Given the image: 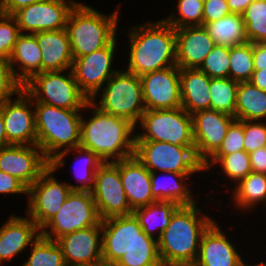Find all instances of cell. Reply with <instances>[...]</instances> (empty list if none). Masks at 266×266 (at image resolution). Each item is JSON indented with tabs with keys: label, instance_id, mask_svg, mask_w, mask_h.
Wrapping results in <instances>:
<instances>
[{
	"label": "cell",
	"instance_id": "6da1fadb",
	"mask_svg": "<svg viewBox=\"0 0 266 266\" xmlns=\"http://www.w3.org/2000/svg\"><path fill=\"white\" fill-rule=\"evenodd\" d=\"M102 222V258L117 266H161L157 240L146 235L134 214Z\"/></svg>",
	"mask_w": 266,
	"mask_h": 266
},
{
	"label": "cell",
	"instance_id": "7a4b0ae2",
	"mask_svg": "<svg viewBox=\"0 0 266 266\" xmlns=\"http://www.w3.org/2000/svg\"><path fill=\"white\" fill-rule=\"evenodd\" d=\"M81 116L80 145L91 150L104 162L134 156L136 127L129 120L103 112L92 101ZM91 113V117L88 115ZM86 118V119H85Z\"/></svg>",
	"mask_w": 266,
	"mask_h": 266
},
{
	"label": "cell",
	"instance_id": "3957f363",
	"mask_svg": "<svg viewBox=\"0 0 266 266\" xmlns=\"http://www.w3.org/2000/svg\"><path fill=\"white\" fill-rule=\"evenodd\" d=\"M198 205L179 206L172 215L157 240L162 265L192 266L195 263L202 235L215 221Z\"/></svg>",
	"mask_w": 266,
	"mask_h": 266
},
{
	"label": "cell",
	"instance_id": "277c9868",
	"mask_svg": "<svg viewBox=\"0 0 266 266\" xmlns=\"http://www.w3.org/2000/svg\"><path fill=\"white\" fill-rule=\"evenodd\" d=\"M144 22L126 30L130 44L126 70L137 76L176 65L175 28L164 19Z\"/></svg>",
	"mask_w": 266,
	"mask_h": 266
},
{
	"label": "cell",
	"instance_id": "5b68a950",
	"mask_svg": "<svg viewBox=\"0 0 266 266\" xmlns=\"http://www.w3.org/2000/svg\"><path fill=\"white\" fill-rule=\"evenodd\" d=\"M119 5L108 15L85 2L76 3L68 15L65 28L73 59L106 47L118 35Z\"/></svg>",
	"mask_w": 266,
	"mask_h": 266
},
{
	"label": "cell",
	"instance_id": "8992f818",
	"mask_svg": "<svg viewBox=\"0 0 266 266\" xmlns=\"http://www.w3.org/2000/svg\"><path fill=\"white\" fill-rule=\"evenodd\" d=\"M36 144L50 161L62 151L80 145L81 116L84 110H68L34 103Z\"/></svg>",
	"mask_w": 266,
	"mask_h": 266
},
{
	"label": "cell",
	"instance_id": "52a82bcc",
	"mask_svg": "<svg viewBox=\"0 0 266 266\" xmlns=\"http://www.w3.org/2000/svg\"><path fill=\"white\" fill-rule=\"evenodd\" d=\"M122 68L90 101L103 112L125 118L136 126L146 111L141 80Z\"/></svg>",
	"mask_w": 266,
	"mask_h": 266
},
{
	"label": "cell",
	"instance_id": "ba28073f",
	"mask_svg": "<svg viewBox=\"0 0 266 266\" xmlns=\"http://www.w3.org/2000/svg\"><path fill=\"white\" fill-rule=\"evenodd\" d=\"M23 90L33 103L68 110H84L90 101L80 90L71 69L37 73L23 84Z\"/></svg>",
	"mask_w": 266,
	"mask_h": 266
},
{
	"label": "cell",
	"instance_id": "9c48e42d",
	"mask_svg": "<svg viewBox=\"0 0 266 266\" xmlns=\"http://www.w3.org/2000/svg\"><path fill=\"white\" fill-rule=\"evenodd\" d=\"M135 127L138 129L135 141H160L180 146H195L192 115L182 107L146 110Z\"/></svg>",
	"mask_w": 266,
	"mask_h": 266
},
{
	"label": "cell",
	"instance_id": "30bf717a",
	"mask_svg": "<svg viewBox=\"0 0 266 266\" xmlns=\"http://www.w3.org/2000/svg\"><path fill=\"white\" fill-rule=\"evenodd\" d=\"M134 155L150 172L203 174V163L195 146H180L160 141H135Z\"/></svg>",
	"mask_w": 266,
	"mask_h": 266
},
{
	"label": "cell",
	"instance_id": "8fae6325",
	"mask_svg": "<svg viewBox=\"0 0 266 266\" xmlns=\"http://www.w3.org/2000/svg\"><path fill=\"white\" fill-rule=\"evenodd\" d=\"M100 222L92 192L72 190L57 214L41 228V235L56 241L66 234L97 226Z\"/></svg>",
	"mask_w": 266,
	"mask_h": 266
},
{
	"label": "cell",
	"instance_id": "7c38bea8",
	"mask_svg": "<svg viewBox=\"0 0 266 266\" xmlns=\"http://www.w3.org/2000/svg\"><path fill=\"white\" fill-rule=\"evenodd\" d=\"M49 166L28 189L26 215L41 229L53 218L72 191L67 182L59 181Z\"/></svg>",
	"mask_w": 266,
	"mask_h": 266
},
{
	"label": "cell",
	"instance_id": "4fadbf2b",
	"mask_svg": "<svg viewBox=\"0 0 266 266\" xmlns=\"http://www.w3.org/2000/svg\"><path fill=\"white\" fill-rule=\"evenodd\" d=\"M117 36L102 49L73 60L72 72L80 90L92 99L118 71L113 68L117 50Z\"/></svg>",
	"mask_w": 266,
	"mask_h": 266
},
{
	"label": "cell",
	"instance_id": "5bb4252c",
	"mask_svg": "<svg viewBox=\"0 0 266 266\" xmlns=\"http://www.w3.org/2000/svg\"><path fill=\"white\" fill-rule=\"evenodd\" d=\"M91 192L101 220L133 214L121 182L118 161L104 162L99 167Z\"/></svg>",
	"mask_w": 266,
	"mask_h": 266
},
{
	"label": "cell",
	"instance_id": "9a60e30c",
	"mask_svg": "<svg viewBox=\"0 0 266 266\" xmlns=\"http://www.w3.org/2000/svg\"><path fill=\"white\" fill-rule=\"evenodd\" d=\"M74 0H42L16 11V19L21 33L57 31L66 28L68 15L76 5Z\"/></svg>",
	"mask_w": 266,
	"mask_h": 266
},
{
	"label": "cell",
	"instance_id": "2e32d148",
	"mask_svg": "<svg viewBox=\"0 0 266 266\" xmlns=\"http://www.w3.org/2000/svg\"><path fill=\"white\" fill-rule=\"evenodd\" d=\"M7 140L15 145H36L35 110L32 98L22 89L0 105Z\"/></svg>",
	"mask_w": 266,
	"mask_h": 266
},
{
	"label": "cell",
	"instance_id": "e0dca14e",
	"mask_svg": "<svg viewBox=\"0 0 266 266\" xmlns=\"http://www.w3.org/2000/svg\"><path fill=\"white\" fill-rule=\"evenodd\" d=\"M140 77L146 110L181 107L180 68L175 65Z\"/></svg>",
	"mask_w": 266,
	"mask_h": 266
},
{
	"label": "cell",
	"instance_id": "ac0fdd59",
	"mask_svg": "<svg viewBox=\"0 0 266 266\" xmlns=\"http://www.w3.org/2000/svg\"><path fill=\"white\" fill-rule=\"evenodd\" d=\"M50 166L40 147L11 144L0 149V170L16 177L28 189Z\"/></svg>",
	"mask_w": 266,
	"mask_h": 266
},
{
	"label": "cell",
	"instance_id": "d6986e66",
	"mask_svg": "<svg viewBox=\"0 0 266 266\" xmlns=\"http://www.w3.org/2000/svg\"><path fill=\"white\" fill-rule=\"evenodd\" d=\"M191 115L195 153L204 164L221 146L235 117L212 109L200 110Z\"/></svg>",
	"mask_w": 266,
	"mask_h": 266
},
{
	"label": "cell",
	"instance_id": "ffe728a7",
	"mask_svg": "<svg viewBox=\"0 0 266 266\" xmlns=\"http://www.w3.org/2000/svg\"><path fill=\"white\" fill-rule=\"evenodd\" d=\"M215 220L203 233L197 259L192 266H240L245 258Z\"/></svg>",
	"mask_w": 266,
	"mask_h": 266
},
{
	"label": "cell",
	"instance_id": "44dd1931",
	"mask_svg": "<svg viewBox=\"0 0 266 266\" xmlns=\"http://www.w3.org/2000/svg\"><path fill=\"white\" fill-rule=\"evenodd\" d=\"M67 266H82L102 258V222L56 240Z\"/></svg>",
	"mask_w": 266,
	"mask_h": 266
},
{
	"label": "cell",
	"instance_id": "7402d4cb",
	"mask_svg": "<svg viewBox=\"0 0 266 266\" xmlns=\"http://www.w3.org/2000/svg\"><path fill=\"white\" fill-rule=\"evenodd\" d=\"M40 235L41 229L27 215L12 213L0 226V265L27 251Z\"/></svg>",
	"mask_w": 266,
	"mask_h": 266
},
{
	"label": "cell",
	"instance_id": "603a6c76",
	"mask_svg": "<svg viewBox=\"0 0 266 266\" xmlns=\"http://www.w3.org/2000/svg\"><path fill=\"white\" fill-rule=\"evenodd\" d=\"M176 65L180 69H199L215 46L204 26H186L175 29Z\"/></svg>",
	"mask_w": 266,
	"mask_h": 266
},
{
	"label": "cell",
	"instance_id": "cb8c5ba5",
	"mask_svg": "<svg viewBox=\"0 0 266 266\" xmlns=\"http://www.w3.org/2000/svg\"><path fill=\"white\" fill-rule=\"evenodd\" d=\"M118 169L126 199L132 210L157 201L152 195L151 172L135 155L119 160Z\"/></svg>",
	"mask_w": 266,
	"mask_h": 266
},
{
	"label": "cell",
	"instance_id": "d4e9b609",
	"mask_svg": "<svg viewBox=\"0 0 266 266\" xmlns=\"http://www.w3.org/2000/svg\"><path fill=\"white\" fill-rule=\"evenodd\" d=\"M33 34L41 50V72L72 69L74 59L66 29Z\"/></svg>",
	"mask_w": 266,
	"mask_h": 266
},
{
	"label": "cell",
	"instance_id": "484cf974",
	"mask_svg": "<svg viewBox=\"0 0 266 266\" xmlns=\"http://www.w3.org/2000/svg\"><path fill=\"white\" fill-rule=\"evenodd\" d=\"M70 154L75 155L74 158L77 159L74 163L75 165H73V174L74 177L77 179L76 182H78V185L68 183L70 189L91 192L94 187L95 173L97 172L99 167L104 163V161L101 160L91 150L78 146L57 154L54 158L50 160V166L55 171H58L59 168H64V166L66 165V161L64 159H66L67 156H70Z\"/></svg>",
	"mask_w": 266,
	"mask_h": 266
},
{
	"label": "cell",
	"instance_id": "4316f807",
	"mask_svg": "<svg viewBox=\"0 0 266 266\" xmlns=\"http://www.w3.org/2000/svg\"><path fill=\"white\" fill-rule=\"evenodd\" d=\"M194 175L196 174L151 172L153 197L157 201L174 202L180 206L195 204L198 198L193 196L194 191L187 183L188 179Z\"/></svg>",
	"mask_w": 266,
	"mask_h": 266
},
{
	"label": "cell",
	"instance_id": "83f0119b",
	"mask_svg": "<svg viewBox=\"0 0 266 266\" xmlns=\"http://www.w3.org/2000/svg\"><path fill=\"white\" fill-rule=\"evenodd\" d=\"M210 77L199 69H180L181 107L189 114L210 109Z\"/></svg>",
	"mask_w": 266,
	"mask_h": 266
},
{
	"label": "cell",
	"instance_id": "f1b7e54d",
	"mask_svg": "<svg viewBox=\"0 0 266 266\" xmlns=\"http://www.w3.org/2000/svg\"><path fill=\"white\" fill-rule=\"evenodd\" d=\"M41 50L34 34L21 33L15 43L9 62L15 77L26 83L33 75L41 72Z\"/></svg>",
	"mask_w": 266,
	"mask_h": 266
},
{
	"label": "cell",
	"instance_id": "f546056e",
	"mask_svg": "<svg viewBox=\"0 0 266 266\" xmlns=\"http://www.w3.org/2000/svg\"><path fill=\"white\" fill-rule=\"evenodd\" d=\"M231 199L240 213H248L259 204L266 207V175L256 172L249 173L233 186ZM246 210V211H245ZM251 210V211H250ZM244 211V212H243Z\"/></svg>",
	"mask_w": 266,
	"mask_h": 266
},
{
	"label": "cell",
	"instance_id": "4dcf8cb0",
	"mask_svg": "<svg viewBox=\"0 0 266 266\" xmlns=\"http://www.w3.org/2000/svg\"><path fill=\"white\" fill-rule=\"evenodd\" d=\"M179 206V204L174 202L156 201L147 206L134 209L133 214L138 219L143 232L158 240Z\"/></svg>",
	"mask_w": 266,
	"mask_h": 266
},
{
	"label": "cell",
	"instance_id": "1f68e13d",
	"mask_svg": "<svg viewBox=\"0 0 266 266\" xmlns=\"http://www.w3.org/2000/svg\"><path fill=\"white\" fill-rule=\"evenodd\" d=\"M235 119L240 121H266V91L250 81L239 82Z\"/></svg>",
	"mask_w": 266,
	"mask_h": 266
},
{
	"label": "cell",
	"instance_id": "d6a6232c",
	"mask_svg": "<svg viewBox=\"0 0 266 266\" xmlns=\"http://www.w3.org/2000/svg\"><path fill=\"white\" fill-rule=\"evenodd\" d=\"M215 45L231 48L248 42L242 14L231 13L214 22L203 23Z\"/></svg>",
	"mask_w": 266,
	"mask_h": 266
},
{
	"label": "cell",
	"instance_id": "836d02e7",
	"mask_svg": "<svg viewBox=\"0 0 266 266\" xmlns=\"http://www.w3.org/2000/svg\"><path fill=\"white\" fill-rule=\"evenodd\" d=\"M221 168V175L223 174L224 179L232 181L231 185H236L241 179L245 178L249 173L252 172L249 153L245 150L234 152L228 155H212L204 164L203 170L205 172L214 168ZM213 166V167H212Z\"/></svg>",
	"mask_w": 266,
	"mask_h": 266
},
{
	"label": "cell",
	"instance_id": "e575fe53",
	"mask_svg": "<svg viewBox=\"0 0 266 266\" xmlns=\"http://www.w3.org/2000/svg\"><path fill=\"white\" fill-rule=\"evenodd\" d=\"M238 83L231 78H210V109L235 117Z\"/></svg>",
	"mask_w": 266,
	"mask_h": 266
},
{
	"label": "cell",
	"instance_id": "d590c367",
	"mask_svg": "<svg viewBox=\"0 0 266 266\" xmlns=\"http://www.w3.org/2000/svg\"><path fill=\"white\" fill-rule=\"evenodd\" d=\"M28 259L21 266H67L58 243L42 235L30 246Z\"/></svg>",
	"mask_w": 266,
	"mask_h": 266
},
{
	"label": "cell",
	"instance_id": "8d00e7d4",
	"mask_svg": "<svg viewBox=\"0 0 266 266\" xmlns=\"http://www.w3.org/2000/svg\"><path fill=\"white\" fill-rule=\"evenodd\" d=\"M229 57V78L236 82L250 81L254 72L253 43L229 48Z\"/></svg>",
	"mask_w": 266,
	"mask_h": 266
},
{
	"label": "cell",
	"instance_id": "74e56055",
	"mask_svg": "<svg viewBox=\"0 0 266 266\" xmlns=\"http://www.w3.org/2000/svg\"><path fill=\"white\" fill-rule=\"evenodd\" d=\"M248 42H266V0H254L242 13Z\"/></svg>",
	"mask_w": 266,
	"mask_h": 266
},
{
	"label": "cell",
	"instance_id": "f35d334b",
	"mask_svg": "<svg viewBox=\"0 0 266 266\" xmlns=\"http://www.w3.org/2000/svg\"><path fill=\"white\" fill-rule=\"evenodd\" d=\"M174 7L176 11H171L167 17L163 18L175 29L186 26H202L204 0H177Z\"/></svg>",
	"mask_w": 266,
	"mask_h": 266
},
{
	"label": "cell",
	"instance_id": "ab89813d",
	"mask_svg": "<svg viewBox=\"0 0 266 266\" xmlns=\"http://www.w3.org/2000/svg\"><path fill=\"white\" fill-rule=\"evenodd\" d=\"M229 48L222 45H215L212 51L206 56L199 70L210 78H229Z\"/></svg>",
	"mask_w": 266,
	"mask_h": 266
},
{
	"label": "cell",
	"instance_id": "60d3db41",
	"mask_svg": "<svg viewBox=\"0 0 266 266\" xmlns=\"http://www.w3.org/2000/svg\"><path fill=\"white\" fill-rule=\"evenodd\" d=\"M20 34L17 21L12 15L0 16V58L9 60Z\"/></svg>",
	"mask_w": 266,
	"mask_h": 266
},
{
	"label": "cell",
	"instance_id": "b9f144b4",
	"mask_svg": "<svg viewBox=\"0 0 266 266\" xmlns=\"http://www.w3.org/2000/svg\"><path fill=\"white\" fill-rule=\"evenodd\" d=\"M23 89L15 77L8 59L0 58V105L13 98Z\"/></svg>",
	"mask_w": 266,
	"mask_h": 266
},
{
	"label": "cell",
	"instance_id": "7bdbcfd3",
	"mask_svg": "<svg viewBox=\"0 0 266 266\" xmlns=\"http://www.w3.org/2000/svg\"><path fill=\"white\" fill-rule=\"evenodd\" d=\"M245 150L244 121L235 119L229 126L221 146L213 155H228Z\"/></svg>",
	"mask_w": 266,
	"mask_h": 266
},
{
	"label": "cell",
	"instance_id": "ee69618b",
	"mask_svg": "<svg viewBox=\"0 0 266 266\" xmlns=\"http://www.w3.org/2000/svg\"><path fill=\"white\" fill-rule=\"evenodd\" d=\"M266 147V121H244V148L247 153Z\"/></svg>",
	"mask_w": 266,
	"mask_h": 266
},
{
	"label": "cell",
	"instance_id": "f6af8a7d",
	"mask_svg": "<svg viewBox=\"0 0 266 266\" xmlns=\"http://www.w3.org/2000/svg\"><path fill=\"white\" fill-rule=\"evenodd\" d=\"M231 14L226 0H204L203 23L214 22Z\"/></svg>",
	"mask_w": 266,
	"mask_h": 266
},
{
	"label": "cell",
	"instance_id": "bcb514c9",
	"mask_svg": "<svg viewBox=\"0 0 266 266\" xmlns=\"http://www.w3.org/2000/svg\"><path fill=\"white\" fill-rule=\"evenodd\" d=\"M2 194L28 196V188L16 177L0 170V195Z\"/></svg>",
	"mask_w": 266,
	"mask_h": 266
},
{
	"label": "cell",
	"instance_id": "7dc6e473",
	"mask_svg": "<svg viewBox=\"0 0 266 266\" xmlns=\"http://www.w3.org/2000/svg\"><path fill=\"white\" fill-rule=\"evenodd\" d=\"M252 172L266 175V147L259 148L249 154Z\"/></svg>",
	"mask_w": 266,
	"mask_h": 266
},
{
	"label": "cell",
	"instance_id": "c3c4849f",
	"mask_svg": "<svg viewBox=\"0 0 266 266\" xmlns=\"http://www.w3.org/2000/svg\"><path fill=\"white\" fill-rule=\"evenodd\" d=\"M254 70L266 69V42L253 43Z\"/></svg>",
	"mask_w": 266,
	"mask_h": 266
},
{
	"label": "cell",
	"instance_id": "681fc988",
	"mask_svg": "<svg viewBox=\"0 0 266 266\" xmlns=\"http://www.w3.org/2000/svg\"><path fill=\"white\" fill-rule=\"evenodd\" d=\"M42 0H2L4 14L13 15L19 9Z\"/></svg>",
	"mask_w": 266,
	"mask_h": 266
},
{
	"label": "cell",
	"instance_id": "f907efd6",
	"mask_svg": "<svg viewBox=\"0 0 266 266\" xmlns=\"http://www.w3.org/2000/svg\"><path fill=\"white\" fill-rule=\"evenodd\" d=\"M231 13L242 14L254 0H226Z\"/></svg>",
	"mask_w": 266,
	"mask_h": 266
},
{
	"label": "cell",
	"instance_id": "816d5d0a",
	"mask_svg": "<svg viewBox=\"0 0 266 266\" xmlns=\"http://www.w3.org/2000/svg\"><path fill=\"white\" fill-rule=\"evenodd\" d=\"M250 82L259 89L266 91V69L254 70Z\"/></svg>",
	"mask_w": 266,
	"mask_h": 266
},
{
	"label": "cell",
	"instance_id": "f5cc1de1",
	"mask_svg": "<svg viewBox=\"0 0 266 266\" xmlns=\"http://www.w3.org/2000/svg\"><path fill=\"white\" fill-rule=\"evenodd\" d=\"M9 145H11V144L7 140L4 122H3L2 111L0 110V149L7 147Z\"/></svg>",
	"mask_w": 266,
	"mask_h": 266
},
{
	"label": "cell",
	"instance_id": "db71d44e",
	"mask_svg": "<svg viewBox=\"0 0 266 266\" xmlns=\"http://www.w3.org/2000/svg\"><path fill=\"white\" fill-rule=\"evenodd\" d=\"M82 266H117V263L101 258L97 261L90 262L89 264H85Z\"/></svg>",
	"mask_w": 266,
	"mask_h": 266
},
{
	"label": "cell",
	"instance_id": "11a10c76",
	"mask_svg": "<svg viewBox=\"0 0 266 266\" xmlns=\"http://www.w3.org/2000/svg\"><path fill=\"white\" fill-rule=\"evenodd\" d=\"M266 262H260V263H256V264H251L249 265V262L247 263L246 261L243 262L240 266H265Z\"/></svg>",
	"mask_w": 266,
	"mask_h": 266
},
{
	"label": "cell",
	"instance_id": "9f6ffc18",
	"mask_svg": "<svg viewBox=\"0 0 266 266\" xmlns=\"http://www.w3.org/2000/svg\"><path fill=\"white\" fill-rule=\"evenodd\" d=\"M1 15H4V9H3L2 0H0V16Z\"/></svg>",
	"mask_w": 266,
	"mask_h": 266
}]
</instances>
